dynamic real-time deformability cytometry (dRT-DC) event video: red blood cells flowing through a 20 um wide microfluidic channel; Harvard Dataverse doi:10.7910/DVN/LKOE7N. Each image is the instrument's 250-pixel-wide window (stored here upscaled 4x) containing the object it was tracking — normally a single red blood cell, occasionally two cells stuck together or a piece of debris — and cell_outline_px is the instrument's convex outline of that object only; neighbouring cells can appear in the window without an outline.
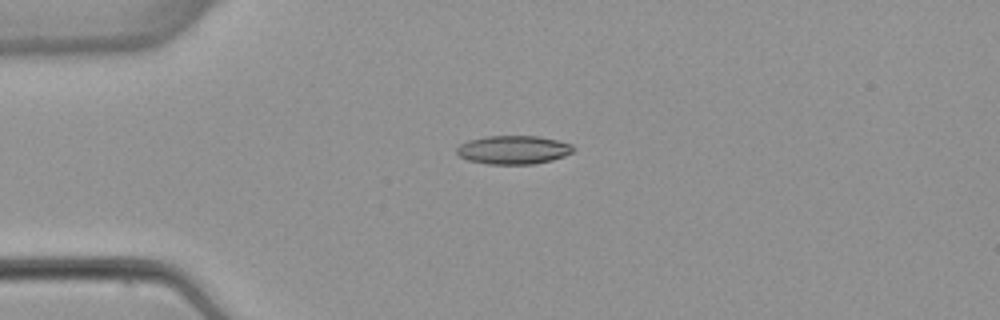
{"species": "common noctule bat (a hibernating species)", "species_latin": "Nyctalus noctula", "temperature_condition": "warm", "stored_images_in_passage": 5, "camera_frame_rate_fps": 3000, "um_per_image_px": 0.085, "animal": {"sex": "female", "body_mass_g": 22.7, "forearm_length_mm": 54.2}, "frame": {"image": 1, "passage_image": 1, "time_ms": 0.0, "image_size_px": [1000, 320], "cell_outline_px": [[576, 148], [572, 152], [564, 156], [552, 160], [532, 164], [488, 164], [468, 160], [460, 156], [456, 152], [456, 148], [460, 144], [468, 140], [484, 136], [536, 136], [556, 140], [572, 144]], "centroid_in_image_um": [43.63, 12.73], "position_along_channel_um": 41.4, "area_um2": 19.42}}
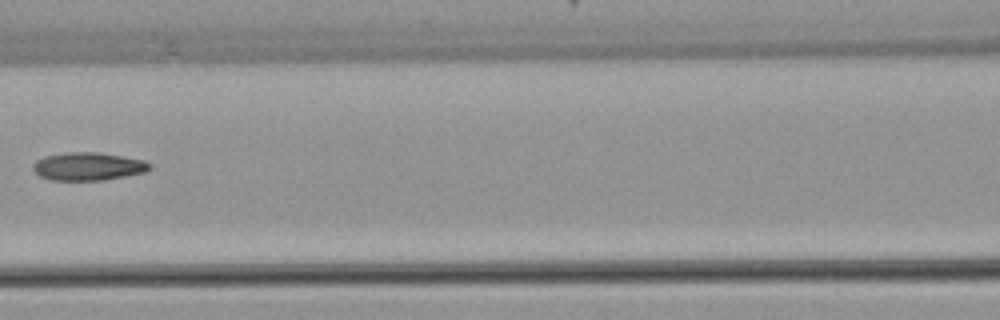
{"frame": {"image": 2, "passage_image": 4, "time_ms": 3.667, "image_size_px": [1000, 320], "cell_outline_px": [[152, 168], [144, 172], [104, 180], [48, 180], [40, 176], [32, 168], [32, 164], [36, 160], [44, 156], [68, 152], [96, 152], [144, 160], [152, 164]], "centroid_in_image_um": [7.47, 14.14], "position_along_channel_um": 159.1, "area_um2": 19.02}}
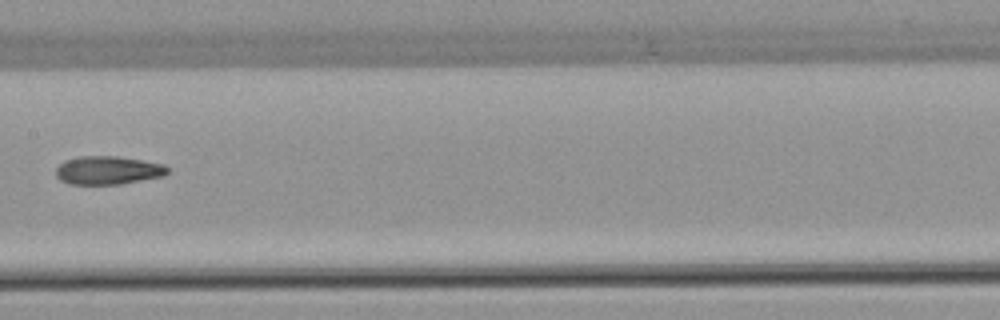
{"frame": {"image": 3, "passage_image": 5, "time_ms": 4.667, "image_size_px": [1000, 320], "cell_outline_px": [[168, 172], [164, 176], [120, 184], [68, 184], [60, 180], [56, 176], [56, 168], [64, 160], [76, 156], [116, 156], [164, 164], [168, 168]], "centroid_in_image_um": [9.14, 14.47], "position_along_channel_um": 198.3, "area_um2": 18.5}}